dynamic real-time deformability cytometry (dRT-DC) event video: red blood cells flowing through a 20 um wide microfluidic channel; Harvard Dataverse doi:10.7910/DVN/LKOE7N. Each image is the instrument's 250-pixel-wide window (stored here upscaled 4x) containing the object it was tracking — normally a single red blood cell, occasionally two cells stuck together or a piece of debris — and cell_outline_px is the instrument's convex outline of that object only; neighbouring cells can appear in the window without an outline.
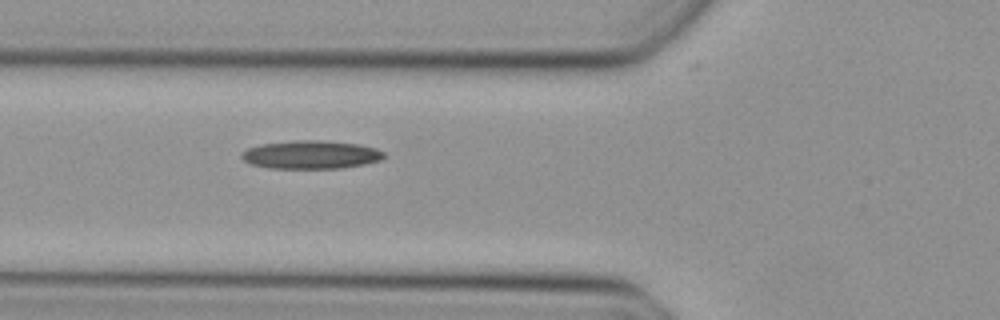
{"species": "Egyptian fruit bat (a non-hibernating species)", "species_latin": "Rousettus aegyptiacus", "temperature_condition": "cold", "stored_images_in_passage": 33, "camera_frame_rate_fps": 3000, "um_per_image_px": 0.085, "animal": {"sex": "female"}, "frame": {"image": 1, "passage_image": 2, "time_ms": 0.333, "image_size_px": [1000, 320], "cell_outline_px": [[384, 156], [380, 160], [364, 164], [340, 168], [268, 168], [248, 164], [240, 156], [240, 152], [248, 148], [260, 144], [296, 140], [320, 140], [360, 144], [376, 148], [384, 152]], "centroid_in_image_um": [26.38, 13.14], "position_along_channel_um": 99.4, "area_um2": 23.58}}
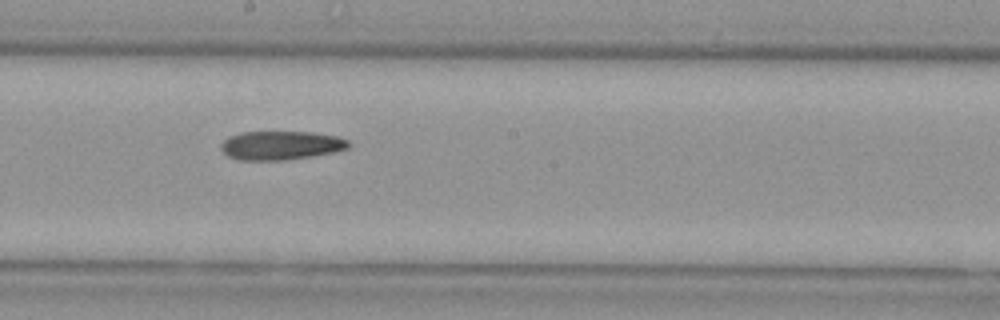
{"frame": {"image": 2, "passage_image": 11, "time_ms": 3.333, "image_size_px": [1000, 320], "cell_outline_px": [[352, 144], [348, 148], [332, 152], [312, 156], [284, 160], [236, 160], [228, 156], [220, 148], [220, 144], [228, 136], [240, 132], [312, 132], [336, 136], [348, 140]], "centroid_in_image_um": [23.85, 12.35], "position_along_channel_um": 224.4, "area_um2": 21.5}}
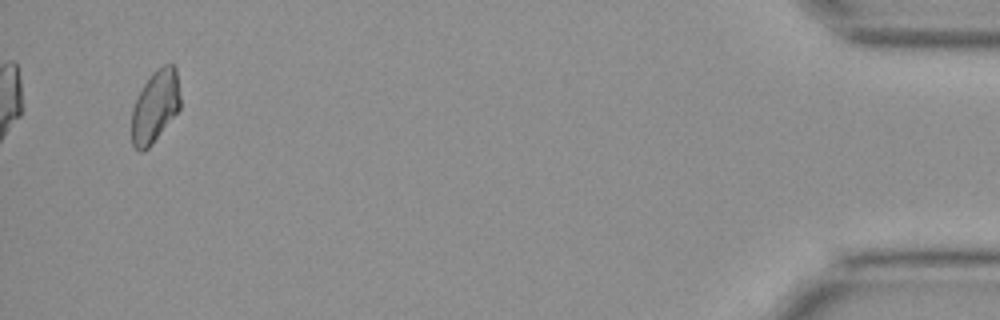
{"frame": {"image": 3, "passage_image": 31, "time_ms": 10.0, "image_size_px": [1000, 320], "cell_outline_px": [[180, 108], [152, 144], [148, 148], [140, 152], [132, 144], [132, 108], [144, 84], [152, 72], [156, 68], [164, 64], [172, 64], [176, 68], [180, 96]], "centroid_in_image_um": [13.19, 9.03], "position_along_channel_um": 422.0, "area_um2": 20.29}}